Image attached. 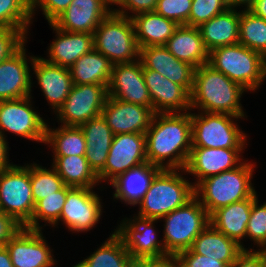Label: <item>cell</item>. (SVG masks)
Instances as JSON below:
<instances>
[{
  "instance_id": "obj_1",
  "label": "cell",
  "mask_w": 266,
  "mask_h": 267,
  "mask_svg": "<svg viewBox=\"0 0 266 267\" xmlns=\"http://www.w3.org/2000/svg\"><path fill=\"white\" fill-rule=\"evenodd\" d=\"M145 135L147 163L164 170H184L192 148L189 111L156 113Z\"/></svg>"
},
{
  "instance_id": "obj_2",
  "label": "cell",
  "mask_w": 266,
  "mask_h": 267,
  "mask_svg": "<svg viewBox=\"0 0 266 267\" xmlns=\"http://www.w3.org/2000/svg\"><path fill=\"white\" fill-rule=\"evenodd\" d=\"M244 89L208 63L195 69L191 91V110L245 117L240 98Z\"/></svg>"
},
{
  "instance_id": "obj_3",
  "label": "cell",
  "mask_w": 266,
  "mask_h": 267,
  "mask_svg": "<svg viewBox=\"0 0 266 267\" xmlns=\"http://www.w3.org/2000/svg\"><path fill=\"white\" fill-rule=\"evenodd\" d=\"M254 163L242 162L237 168L200 181L194 187L195 197L210 216L217 209L248 199L257 193L251 179Z\"/></svg>"
},
{
  "instance_id": "obj_4",
  "label": "cell",
  "mask_w": 266,
  "mask_h": 267,
  "mask_svg": "<svg viewBox=\"0 0 266 267\" xmlns=\"http://www.w3.org/2000/svg\"><path fill=\"white\" fill-rule=\"evenodd\" d=\"M194 194V185L180 174L179 169H161L150 187L137 203V217L160 220L163 216L185 205Z\"/></svg>"
},
{
  "instance_id": "obj_5",
  "label": "cell",
  "mask_w": 266,
  "mask_h": 267,
  "mask_svg": "<svg viewBox=\"0 0 266 267\" xmlns=\"http://www.w3.org/2000/svg\"><path fill=\"white\" fill-rule=\"evenodd\" d=\"M208 64L250 92L266 79V58L240 43L214 48Z\"/></svg>"
},
{
  "instance_id": "obj_6",
  "label": "cell",
  "mask_w": 266,
  "mask_h": 267,
  "mask_svg": "<svg viewBox=\"0 0 266 267\" xmlns=\"http://www.w3.org/2000/svg\"><path fill=\"white\" fill-rule=\"evenodd\" d=\"M165 256L189 250L194 239L210 224L209 215L194 196L185 205L163 216Z\"/></svg>"
},
{
  "instance_id": "obj_7",
  "label": "cell",
  "mask_w": 266,
  "mask_h": 267,
  "mask_svg": "<svg viewBox=\"0 0 266 267\" xmlns=\"http://www.w3.org/2000/svg\"><path fill=\"white\" fill-rule=\"evenodd\" d=\"M192 147L245 149L246 134L234 122L239 118L229 114L191 113Z\"/></svg>"
},
{
  "instance_id": "obj_8",
  "label": "cell",
  "mask_w": 266,
  "mask_h": 267,
  "mask_svg": "<svg viewBox=\"0 0 266 267\" xmlns=\"http://www.w3.org/2000/svg\"><path fill=\"white\" fill-rule=\"evenodd\" d=\"M95 49L114 64L129 63L139 59L134 25L129 17L111 12L94 32Z\"/></svg>"
},
{
  "instance_id": "obj_9",
  "label": "cell",
  "mask_w": 266,
  "mask_h": 267,
  "mask_svg": "<svg viewBox=\"0 0 266 267\" xmlns=\"http://www.w3.org/2000/svg\"><path fill=\"white\" fill-rule=\"evenodd\" d=\"M35 203L30 165H14L0 171V210L24 227L32 218Z\"/></svg>"
},
{
  "instance_id": "obj_10",
  "label": "cell",
  "mask_w": 266,
  "mask_h": 267,
  "mask_svg": "<svg viewBox=\"0 0 266 267\" xmlns=\"http://www.w3.org/2000/svg\"><path fill=\"white\" fill-rule=\"evenodd\" d=\"M107 98V86L73 84L67 99L55 115L61 125L80 126L101 115Z\"/></svg>"
},
{
  "instance_id": "obj_11",
  "label": "cell",
  "mask_w": 266,
  "mask_h": 267,
  "mask_svg": "<svg viewBox=\"0 0 266 267\" xmlns=\"http://www.w3.org/2000/svg\"><path fill=\"white\" fill-rule=\"evenodd\" d=\"M147 163L146 135L141 133L116 134L104 169L97 175L99 182L111 183L119 175Z\"/></svg>"
},
{
  "instance_id": "obj_12",
  "label": "cell",
  "mask_w": 266,
  "mask_h": 267,
  "mask_svg": "<svg viewBox=\"0 0 266 267\" xmlns=\"http://www.w3.org/2000/svg\"><path fill=\"white\" fill-rule=\"evenodd\" d=\"M31 96L0 101V133L5 131L44 143L47 123L34 111Z\"/></svg>"
},
{
  "instance_id": "obj_13",
  "label": "cell",
  "mask_w": 266,
  "mask_h": 267,
  "mask_svg": "<svg viewBox=\"0 0 266 267\" xmlns=\"http://www.w3.org/2000/svg\"><path fill=\"white\" fill-rule=\"evenodd\" d=\"M157 220L143 219L135 215L125 218L115 233L121 238L129 255L134 258H161L165 256V245L158 240L154 229Z\"/></svg>"
},
{
  "instance_id": "obj_14",
  "label": "cell",
  "mask_w": 266,
  "mask_h": 267,
  "mask_svg": "<svg viewBox=\"0 0 266 267\" xmlns=\"http://www.w3.org/2000/svg\"><path fill=\"white\" fill-rule=\"evenodd\" d=\"M107 91L109 97L153 108L140 59L129 63L114 64Z\"/></svg>"
},
{
  "instance_id": "obj_15",
  "label": "cell",
  "mask_w": 266,
  "mask_h": 267,
  "mask_svg": "<svg viewBox=\"0 0 266 267\" xmlns=\"http://www.w3.org/2000/svg\"><path fill=\"white\" fill-rule=\"evenodd\" d=\"M94 188H71L65 200L58 222L62 221L68 230L85 232L99 222L102 215V202L93 192Z\"/></svg>"
},
{
  "instance_id": "obj_16",
  "label": "cell",
  "mask_w": 266,
  "mask_h": 267,
  "mask_svg": "<svg viewBox=\"0 0 266 267\" xmlns=\"http://www.w3.org/2000/svg\"><path fill=\"white\" fill-rule=\"evenodd\" d=\"M5 246L13 267H54L56 263L42 230L22 227Z\"/></svg>"
},
{
  "instance_id": "obj_17",
  "label": "cell",
  "mask_w": 266,
  "mask_h": 267,
  "mask_svg": "<svg viewBox=\"0 0 266 267\" xmlns=\"http://www.w3.org/2000/svg\"><path fill=\"white\" fill-rule=\"evenodd\" d=\"M243 150L192 147L186 166L184 170L181 169L180 171L197 177V181L193 182L195 187L200 181L210 176L237 168L244 160L240 156Z\"/></svg>"
},
{
  "instance_id": "obj_18",
  "label": "cell",
  "mask_w": 266,
  "mask_h": 267,
  "mask_svg": "<svg viewBox=\"0 0 266 267\" xmlns=\"http://www.w3.org/2000/svg\"><path fill=\"white\" fill-rule=\"evenodd\" d=\"M155 114L153 108L127 103L109 96L101 112L114 135L123 133L146 134Z\"/></svg>"
},
{
  "instance_id": "obj_19",
  "label": "cell",
  "mask_w": 266,
  "mask_h": 267,
  "mask_svg": "<svg viewBox=\"0 0 266 267\" xmlns=\"http://www.w3.org/2000/svg\"><path fill=\"white\" fill-rule=\"evenodd\" d=\"M143 75L155 113L191 111V93L185 87L151 69H143Z\"/></svg>"
},
{
  "instance_id": "obj_20",
  "label": "cell",
  "mask_w": 266,
  "mask_h": 267,
  "mask_svg": "<svg viewBox=\"0 0 266 267\" xmlns=\"http://www.w3.org/2000/svg\"><path fill=\"white\" fill-rule=\"evenodd\" d=\"M25 47L24 44L12 56L0 62V101L31 96V69L28 64L33 62L34 57H27Z\"/></svg>"
},
{
  "instance_id": "obj_21",
  "label": "cell",
  "mask_w": 266,
  "mask_h": 267,
  "mask_svg": "<svg viewBox=\"0 0 266 267\" xmlns=\"http://www.w3.org/2000/svg\"><path fill=\"white\" fill-rule=\"evenodd\" d=\"M139 59L143 69L157 71L173 83L185 87L191 93L195 68L186 62L178 60L165 46L140 48Z\"/></svg>"
},
{
  "instance_id": "obj_22",
  "label": "cell",
  "mask_w": 266,
  "mask_h": 267,
  "mask_svg": "<svg viewBox=\"0 0 266 267\" xmlns=\"http://www.w3.org/2000/svg\"><path fill=\"white\" fill-rule=\"evenodd\" d=\"M38 84L54 113L63 105L73 87L69 68L49 63L43 57L34 56L31 63Z\"/></svg>"
},
{
  "instance_id": "obj_23",
  "label": "cell",
  "mask_w": 266,
  "mask_h": 267,
  "mask_svg": "<svg viewBox=\"0 0 266 267\" xmlns=\"http://www.w3.org/2000/svg\"><path fill=\"white\" fill-rule=\"evenodd\" d=\"M49 25L57 38L49 46L48 59L44 58L47 62L70 68L81 56L95 49L94 34L62 31L52 23Z\"/></svg>"
},
{
  "instance_id": "obj_24",
  "label": "cell",
  "mask_w": 266,
  "mask_h": 267,
  "mask_svg": "<svg viewBox=\"0 0 266 267\" xmlns=\"http://www.w3.org/2000/svg\"><path fill=\"white\" fill-rule=\"evenodd\" d=\"M257 197L255 193L248 199L221 207L209 216L210 224L228 238L235 240L243 250H248L244 248L241 240L246 237L247 223Z\"/></svg>"
},
{
  "instance_id": "obj_25",
  "label": "cell",
  "mask_w": 266,
  "mask_h": 267,
  "mask_svg": "<svg viewBox=\"0 0 266 267\" xmlns=\"http://www.w3.org/2000/svg\"><path fill=\"white\" fill-rule=\"evenodd\" d=\"M164 46L178 60L190 64L195 69L208 63L209 51L203 43L198 27L179 25Z\"/></svg>"
},
{
  "instance_id": "obj_26",
  "label": "cell",
  "mask_w": 266,
  "mask_h": 267,
  "mask_svg": "<svg viewBox=\"0 0 266 267\" xmlns=\"http://www.w3.org/2000/svg\"><path fill=\"white\" fill-rule=\"evenodd\" d=\"M85 140V157L89 166L98 175L105 167L114 134L102 115L80 125Z\"/></svg>"
},
{
  "instance_id": "obj_27",
  "label": "cell",
  "mask_w": 266,
  "mask_h": 267,
  "mask_svg": "<svg viewBox=\"0 0 266 267\" xmlns=\"http://www.w3.org/2000/svg\"><path fill=\"white\" fill-rule=\"evenodd\" d=\"M160 170V168L146 163L119 175L110 183L115 188L113 198L120 199L121 202L128 205H137Z\"/></svg>"
},
{
  "instance_id": "obj_28",
  "label": "cell",
  "mask_w": 266,
  "mask_h": 267,
  "mask_svg": "<svg viewBox=\"0 0 266 267\" xmlns=\"http://www.w3.org/2000/svg\"><path fill=\"white\" fill-rule=\"evenodd\" d=\"M237 11L228 8L198 27L203 43L209 52L217 47L238 43L240 12Z\"/></svg>"
},
{
  "instance_id": "obj_29",
  "label": "cell",
  "mask_w": 266,
  "mask_h": 267,
  "mask_svg": "<svg viewBox=\"0 0 266 267\" xmlns=\"http://www.w3.org/2000/svg\"><path fill=\"white\" fill-rule=\"evenodd\" d=\"M131 20L139 48L164 46L179 26L155 11L139 13L131 17Z\"/></svg>"
},
{
  "instance_id": "obj_30",
  "label": "cell",
  "mask_w": 266,
  "mask_h": 267,
  "mask_svg": "<svg viewBox=\"0 0 266 267\" xmlns=\"http://www.w3.org/2000/svg\"><path fill=\"white\" fill-rule=\"evenodd\" d=\"M194 253L224 262L228 267L243 251L233 239L209 224L195 239L190 248Z\"/></svg>"
},
{
  "instance_id": "obj_31",
  "label": "cell",
  "mask_w": 266,
  "mask_h": 267,
  "mask_svg": "<svg viewBox=\"0 0 266 267\" xmlns=\"http://www.w3.org/2000/svg\"><path fill=\"white\" fill-rule=\"evenodd\" d=\"M113 64L110 60L93 49L81 56L70 68L73 84H95L108 86Z\"/></svg>"
},
{
  "instance_id": "obj_32",
  "label": "cell",
  "mask_w": 266,
  "mask_h": 267,
  "mask_svg": "<svg viewBox=\"0 0 266 267\" xmlns=\"http://www.w3.org/2000/svg\"><path fill=\"white\" fill-rule=\"evenodd\" d=\"M52 167L66 186L94 188L100 183L85 156L54 157Z\"/></svg>"
},
{
  "instance_id": "obj_33",
  "label": "cell",
  "mask_w": 266,
  "mask_h": 267,
  "mask_svg": "<svg viewBox=\"0 0 266 267\" xmlns=\"http://www.w3.org/2000/svg\"><path fill=\"white\" fill-rule=\"evenodd\" d=\"M44 143L50 144L53 157L85 156L86 140L80 126H65L52 129L46 126Z\"/></svg>"
},
{
  "instance_id": "obj_34",
  "label": "cell",
  "mask_w": 266,
  "mask_h": 267,
  "mask_svg": "<svg viewBox=\"0 0 266 267\" xmlns=\"http://www.w3.org/2000/svg\"><path fill=\"white\" fill-rule=\"evenodd\" d=\"M111 12L112 10H85L68 6L52 24L62 31L94 34L99 24Z\"/></svg>"
},
{
  "instance_id": "obj_35",
  "label": "cell",
  "mask_w": 266,
  "mask_h": 267,
  "mask_svg": "<svg viewBox=\"0 0 266 267\" xmlns=\"http://www.w3.org/2000/svg\"><path fill=\"white\" fill-rule=\"evenodd\" d=\"M93 254L72 267H125L131 257L121 238L113 232Z\"/></svg>"
},
{
  "instance_id": "obj_36",
  "label": "cell",
  "mask_w": 266,
  "mask_h": 267,
  "mask_svg": "<svg viewBox=\"0 0 266 267\" xmlns=\"http://www.w3.org/2000/svg\"><path fill=\"white\" fill-rule=\"evenodd\" d=\"M238 43L266 58V20L255 16L249 10H241Z\"/></svg>"
},
{
  "instance_id": "obj_37",
  "label": "cell",
  "mask_w": 266,
  "mask_h": 267,
  "mask_svg": "<svg viewBox=\"0 0 266 267\" xmlns=\"http://www.w3.org/2000/svg\"><path fill=\"white\" fill-rule=\"evenodd\" d=\"M71 188L72 187L65 185L56 193L39 200L35 204L31 220L24 227L28 229L42 230V226H40L39 223L40 220L49 223L51 226H57L67 193Z\"/></svg>"
},
{
  "instance_id": "obj_38",
  "label": "cell",
  "mask_w": 266,
  "mask_h": 267,
  "mask_svg": "<svg viewBox=\"0 0 266 267\" xmlns=\"http://www.w3.org/2000/svg\"><path fill=\"white\" fill-rule=\"evenodd\" d=\"M32 20L31 0H0V28L19 29L27 35Z\"/></svg>"
},
{
  "instance_id": "obj_39",
  "label": "cell",
  "mask_w": 266,
  "mask_h": 267,
  "mask_svg": "<svg viewBox=\"0 0 266 267\" xmlns=\"http://www.w3.org/2000/svg\"><path fill=\"white\" fill-rule=\"evenodd\" d=\"M30 182L35 204L65 186L64 181L53 167L46 169L34 162L30 165Z\"/></svg>"
},
{
  "instance_id": "obj_40",
  "label": "cell",
  "mask_w": 266,
  "mask_h": 267,
  "mask_svg": "<svg viewBox=\"0 0 266 267\" xmlns=\"http://www.w3.org/2000/svg\"><path fill=\"white\" fill-rule=\"evenodd\" d=\"M228 8L226 0H192L189 26L200 27L203 23L225 12Z\"/></svg>"
},
{
  "instance_id": "obj_41",
  "label": "cell",
  "mask_w": 266,
  "mask_h": 267,
  "mask_svg": "<svg viewBox=\"0 0 266 267\" xmlns=\"http://www.w3.org/2000/svg\"><path fill=\"white\" fill-rule=\"evenodd\" d=\"M258 198L253 202L246 237L257 244L261 251H266V202L259 205Z\"/></svg>"
},
{
  "instance_id": "obj_42",
  "label": "cell",
  "mask_w": 266,
  "mask_h": 267,
  "mask_svg": "<svg viewBox=\"0 0 266 267\" xmlns=\"http://www.w3.org/2000/svg\"><path fill=\"white\" fill-rule=\"evenodd\" d=\"M192 0H158L155 12L179 25L189 26Z\"/></svg>"
},
{
  "instance_id": "obj_43",
  "label": "cell",
  "mask_w": 266,
  "mask_h": 267,
  "mask_svg": "<svg viewBox=\"0 0 266 267\" xmlns=\"http://www.w3.org/2000/svg\"><path fill=\"white\" fill-rule=\"evenodd\" d=\"M26 36L19 29L0 28V62L16 53L27 42Z\"/></svg>"
},
{
  "instance_id": "obj_44",
  "label": "cell",
  "mask_w": 266,
  "mask_h": 267,
  "mask_svg": "<svg viewBox=\"0 0 266 267\" xmlns=\"http://www.w3.org/2000/svg\"><path fill=\"white\" fill-rule=\"evenodd\" d=\"M72 1L73 0H31L32 18L38 7L40 10L42 9L46 20H48L47 22L50 24L68 8Z\"/></svg>"
},
{
  "instance_id": "obj_45",
  "label": "cell",
  "mask_w": 266,
  "mask_h": 267,
  "mask_svg": "<svg viewBox=\"0 0 266 267\" xmlns=\"http://www.w3.org/2000/svg\"><path fill=\"white\" fill-rule=\"evenodd\" d=\"M157 1L158 0H118L115 5H118L119 9L114 8L112 12L131 18L139 13L155 11ZM128 11L132 13V16L130 12L128 14Z\"/></svg>"
},
{
  "instance_id": "obj_46",
  "label": "cell",
  "mask_w": 266,
  "mask_h": 267,
  "mask_svg": "<svg viewBox=\"0 0 266 267\" xmlns=\"http://www.w3.org/2000/svg\"><path fill=\"white\" fill-rule=\"evenodd\" d=\"M177 256L182 267H228L222 261L196 254L191 249L182 251Z\"/></svg>"
},
{
  "instance_id": "obj_47",
  "label": "cell",
  "mask_w": 266,
  "mask_h": 267,
  "mask_svg": "<svg viewBox=\"0 0 266 267\" xmlns=\"http://www.w3.org/2000/svg\"><path fill=\"white\" fill-rule=\"evenodd\" d=\"M249 250H243L229 267H266V251Z\"/></svg>"
},
{
  "instance_id": "obj_48",
  "label": "cell",
  "mask_w": 266,
  "mask_h": 267,
  "mask_svg": "<svg viewBox=\"0 0 266 267\" xmlns=\"http://www.w3.org/2000/svg\"><path fill=\"white\" fill-rule=\"evenodd\" d=\"M21 228L11 216L0 211V246H5Z\"/></svg>"
},
{
  "instance_id": "obj_49",
  "label": "cell",
  "mask_w": 266,
  "mask_h": 267,
  "mask_svg": "<svg viewBox=\"0 0 266 267\" xmlns=\"http://www.w3.org/2000/svg\"><path fill=\"white\" fill-rule=\"evenodd\" d=\"M105 0H73L69 6L85 10H112Z\"/></svg>"
},
{
  "instance_id": "obj_50",
  "label": "cell",
  "mask_w": 266,
  "mask_h": 267,
  "mask_svg": "<svg viewBox=\"0 0 266 267\" xmlns=\"http://www.w3.org/2000/svg\"><path fill=\"white\" fill-rule=\"evenodd\" d=\"M151 267H182L177 255L151 259Z\"/></svg>"
},
{
  "instance_id": "obj_51",
  "label": "cell",
  "mask_w": 266,
  "mask_h": 267,
  "mask_svg": "<svg viewBox=\"0 0 266 267\" xmlns=\"http://www.w3.org/2000/svg\"><path fill=\"white\" fill-rule=\"evenodd\" d=\"M7 139L0 133V171L10 167L12 163L9 162V147Z\"/></svg>"
},
{
  "instance_id": "obj_52",
  "label": "cell",
  "mask_w": 266,
  "mask_h": 267,
  "mask_svg": "<svg viewBox=\"0 0 266 267\" xmlns=\"http://www.w3.org/2000/svg\"><path fill=\"white\" fill-rule=\"evenodd\" d=\"M255 16L266 20V0H255L253 6L249 9Z\"/></svg>"
},
{
  "instance_id": "obj_53",
  "label": "cell",
  "mask_w": 266,
  "mask_h": 267,
  "mask_svg": "<svg viewBox=\"0 0 266 267\" xmlns=\"http://www.w3.org/2000/svg\"><path fill=\"white\" fill-rule=\"evenodd\" d=\"M125 267H151V259L130 257L125 263Z\"/></svg>"
},
{
  "instance_id": "obj_54",
  "label": "cell",
  "mask_w": 266,
  "mask_h": 267,
  "mask_svg": "<svg viewBox=\"0 0 266 267\" xmlns=\"http://www.w3.org/2000/svg\"><path fill=\"white\" fill-rule=\"evenodd\" d=\"M254 2L255 0H226L229 8L236 9L238 6H245L246 8H244V10H249L253 6Z\"/></svg>"
},
{
  "instance_id": "obj_55",
  "label": "cell",
  "mask_w": 266,
  "mask_h": 267,
  "mask_svg": "<svg viewBox=\"0 0 266 267\" xmlns=\"http://www.w3.org/2000/svg\"><path fill=\"white\" fill-rule=\"evenodd\" d=\"M0 267H13L9 251L6 246H0Z\"/></svg>"
},
{
  "instance_id": "obj_56",
  "label": "cell",
  "mask_w": 266,
  "mask_h": 267,
  "mask_svg": "<svg viewBox=\"0 0 266 267\" xmlns=\"http://www.w3.org/2000/svg\"><path fill=\"white\" fill-rule=\"evenodd\" d=\"M106 2H108L110 4V6L112 5H115V3L118 1V0H105Z\"/></svg>"
}]
</instances>
